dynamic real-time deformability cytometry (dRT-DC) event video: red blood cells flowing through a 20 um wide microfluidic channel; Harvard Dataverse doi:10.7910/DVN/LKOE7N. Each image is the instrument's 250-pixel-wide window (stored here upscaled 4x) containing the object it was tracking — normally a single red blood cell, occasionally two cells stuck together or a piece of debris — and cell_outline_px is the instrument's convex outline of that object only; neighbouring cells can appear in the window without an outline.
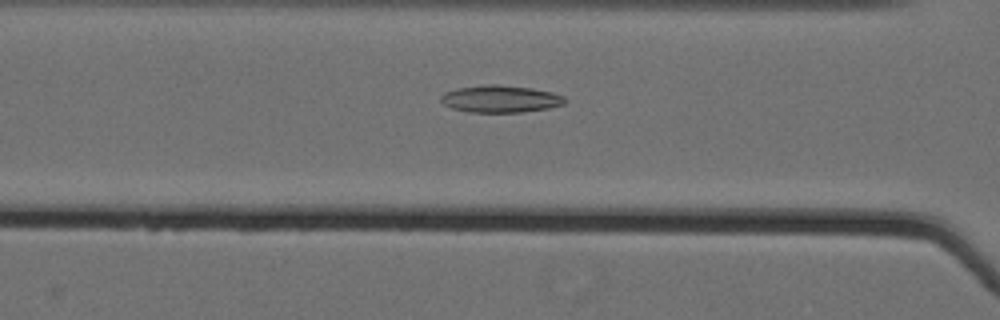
{"species": "Egyptian fruit bat (a non-hibernating species)", "species_latin": "Rousettus aegyptiacus", "temperature_condition": "cold", "stored_images_in_passage": 62, "camera_frame_rate_fps": 3000, "um_per_image_px": 0.085, "animal": {"sex": "female"}, "frame": {"image": 1, "passage_image": 31, "time_ms": 10.0, "image_size_px": [1000, 320], "cell_outline_px": [[568, 100], [564, 104], [548, 108], [520, 112], [468, 112], [452, 108], [444, 104], [440, 100], [440, 96], [444, 92], [456, 88], [484, 84], [496, 84], [532, 88], [552, 92], [564, 96]], "centroid_in_image_um": [42.53, 8.4], "position_along_channel_um": 124.1, "area_um2": 19.77}}
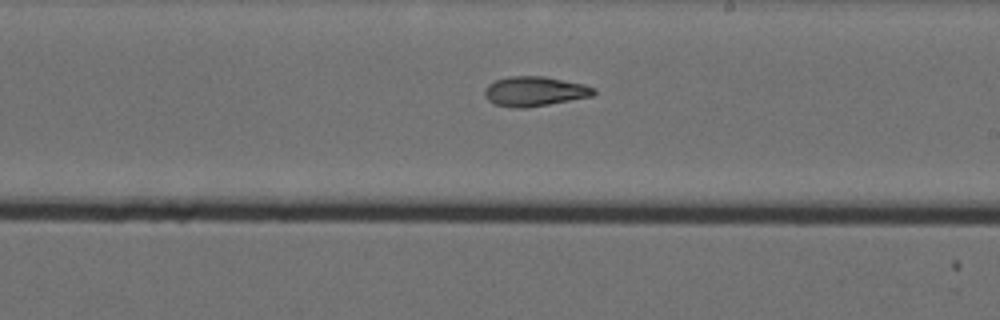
{"frame": {"image": 2, "passage_image": 41, "time_ms": 13.333, "image_size_px": [1000, 320], "cell_outline_px": [[596, 92], [592, 96], [548, 104], [524, 108], [512, 108], [496, 104], [488, 100], [484, 96], [484, 88], [488, 84], [496, 80], [508, 76], [544, 76], [584, 84], [596, 88]], "centroid_in_image_um": [45.42, 7.76], "position_along_channel_um": 243.6, "area_um2": 18.9}}
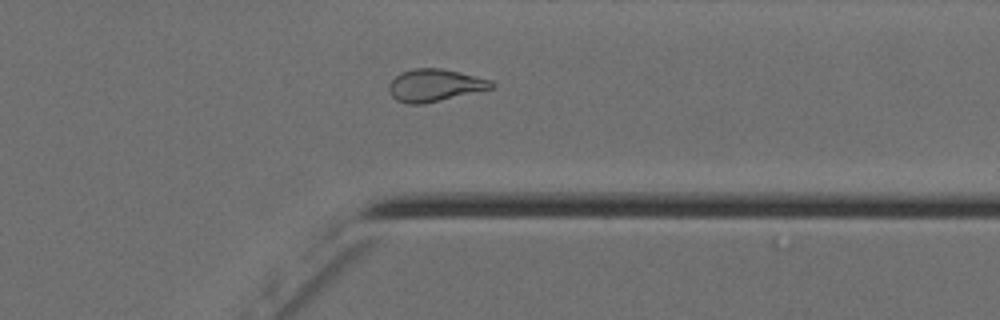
{"frame": {"image": 3, "passage_image": 52, "time_ms": 17.0, "image_size_px": [1000, 320], "cell_outline_px": [[496, 84], [492, 88], [424, 104], [408, 104], [396, 100], [392, 96], [388, 88], [388, 84], [400, 72], [412, 68], [440, 68], [476, 76], [492, 80]], "centroid_in_image_um": [36.93, 7.24], "position_along_channel_um": 374.5, "area_um2": 19.31}, "authors_computed_cell_mechanics": {"area_um2": 20.4034, "velocity_mm_per_s": 3.5826, "shape_relaxation_time_tau1_ms": 10.3664, "shape_relaxation_time_tau2_ms": 4.2918, "deformation_change_tau1": 0.2472, "deformation_change_tau2": 0.1168}}